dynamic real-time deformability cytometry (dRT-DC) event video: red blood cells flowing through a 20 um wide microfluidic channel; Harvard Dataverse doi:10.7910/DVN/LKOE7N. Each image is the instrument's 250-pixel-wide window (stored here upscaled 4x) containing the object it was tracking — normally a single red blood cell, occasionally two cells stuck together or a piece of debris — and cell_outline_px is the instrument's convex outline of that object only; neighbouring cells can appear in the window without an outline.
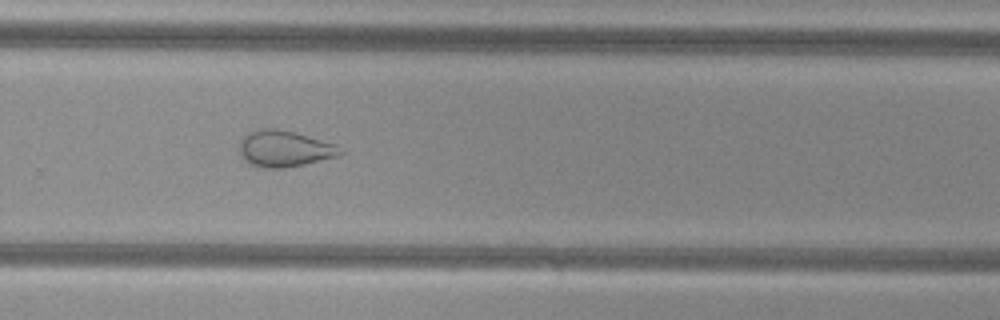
{"species": "common noctule bat (a hibernating species)", "species_latin": "Nyctalus noctula", "temperature_condition": "cold", "stored_images_in_passage": 40, "camera_frame_rate_fps": 3000, "um_per_image_px": 0.085, "animal": {"sex": "female", "body_mass_g": 29.2, "forearm_length_mm": 56.3}, "frame": {"image": 1, "passage_image": 23, "time_ms": 7.333, "image_size_px": [1000, 320], "cell_outline_px": [[344, 152], [340, 156], [304, 164], [284, 168], [264, 168], [252, 164], [244, 160], [240, 152], [240, 140], [248, 132], [264, 128], [272, 128], [296, 132], [336, 144]], "centroid_in_image_um": [24.2, 12.64], "position_along_channel_um": 305.6, "area_um2": 21.33}, "authors_computed_cell_mechanics": {"area_um2": 25.8655, "velocity_mm_per_s": 3.8235, "shape_relaxation_time_tau1_ms": null, "shape_relaxation_time_tau2_ms": 1.9981, "deformation_change_tau1": null, "deformation_change_tau2": 0.0964}}